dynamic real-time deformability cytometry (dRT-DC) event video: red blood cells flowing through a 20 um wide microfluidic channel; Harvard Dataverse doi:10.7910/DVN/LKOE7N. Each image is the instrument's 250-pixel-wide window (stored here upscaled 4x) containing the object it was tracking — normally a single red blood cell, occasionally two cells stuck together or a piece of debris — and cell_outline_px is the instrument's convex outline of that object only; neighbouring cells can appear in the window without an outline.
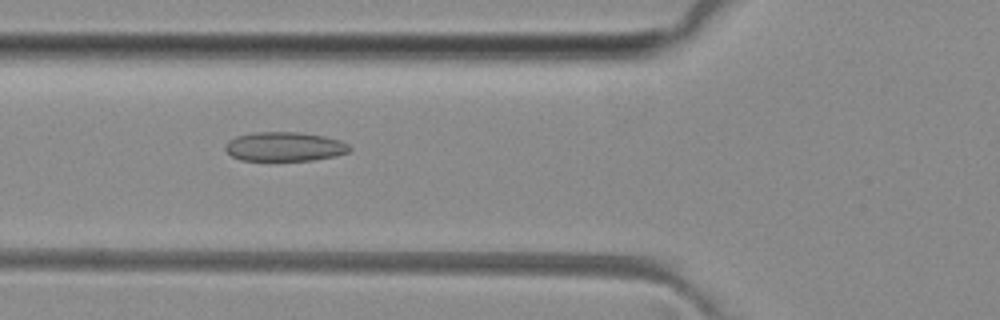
{"species": "common noctule bat (a hibernating species)", "species_latin": "Nyctalus noctula", "temperature_condition": "room temperature", "stored_images_in_passage": 31, "camera_frame_rate_fps": 3000, "um_per_image_px": 0.085, "animal": {"sex": "female", "body_mass_g": 29.2, "forearm_length_mm": 56.3}, "frame": {"image": 1, "passage_image": 3, "time_ms": 0.667, "image_size_px": [1000, 320], "cell_outline_px": [[352, 148], [348, 152], [332, 156], [312, 160], [240, 160], [232, 156], [224, 148], [224, 144], [228, 140], [236, 136], [256, 132], [300, 132], [324, 136], [340, 140], [348, 144]], "centroid_in_image_um": [24.16, 12.45], "position_along_channel_um": 101.6, "area_um2": 21.1}}
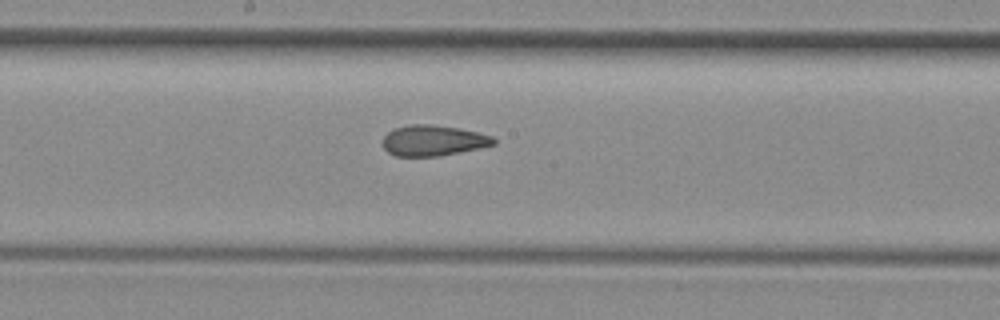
{"frame": {"image": 2, "passage_image": 11, "time_ms": 3.333, "image_size_px": [1000, 320], "cell_outline_px": [[496, 144], [480, 148], [440, 156], [396, 156], [388, 152], [384, 148], [384, 136], [392, 128], [412, 124], [432, 124], [460, 128], [492, 136], [496, 140]], "centroid_in_image_um": [36.83, 11.94], "position_along_channel_um": 211.4, "area_um2": 19.88}}
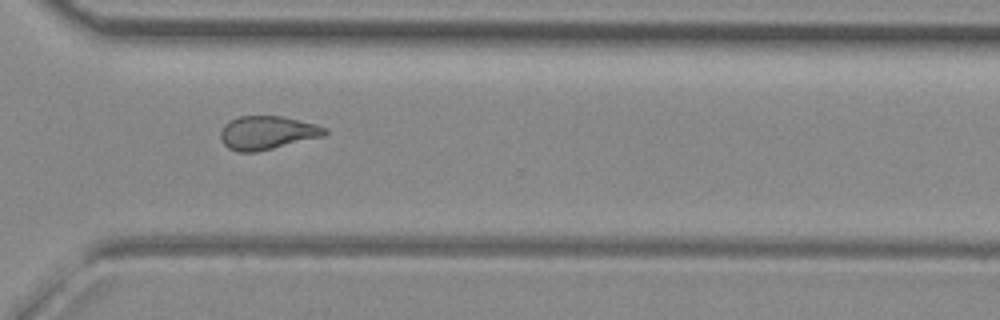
{"frame": {"image": 3, "passage_image": 21, "time_ms": 6.667, "image_size_px": [1000, 320], "cell_outline_px": [[328, 132], [324, 136], [256, 152], [236, 152], [228, 148], [220, 140], [220, 132], [224, 124], [240, 116], [284, 116], [316, 124], [328, 128]], "centroid_in_image_um": [22.72, 11.28], "position_along_channel_um": 347.9, "area_um2": 20.46}}